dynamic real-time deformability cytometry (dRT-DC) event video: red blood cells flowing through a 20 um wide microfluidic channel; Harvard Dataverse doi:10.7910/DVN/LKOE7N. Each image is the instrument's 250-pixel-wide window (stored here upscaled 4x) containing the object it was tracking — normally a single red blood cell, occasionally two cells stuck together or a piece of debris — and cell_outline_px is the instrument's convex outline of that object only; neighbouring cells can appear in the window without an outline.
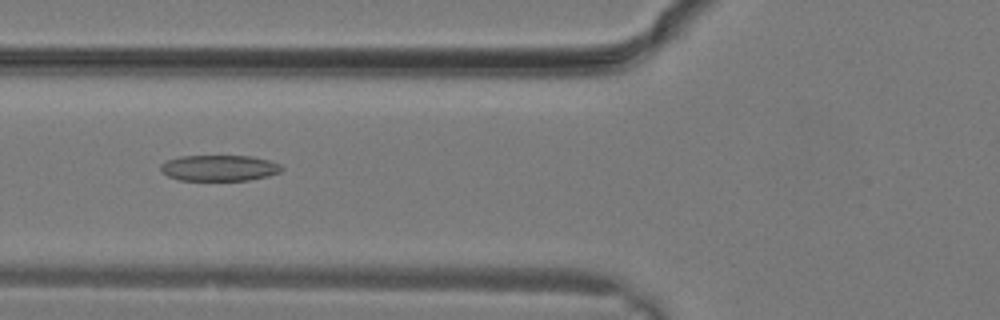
{"species": "common noctule bat (a hibernating species)", "species_latin": "Nyctalus noctula", "temperature_condition": "warm", "stored_images_in_passage": 30, "camera_frame_rate_fps": 3000, "um_per_image_px": 0.085, "animal": {"sex": "male", "body_mass_g": 19.2, "forearm_length_mm": 51.8}, "frame": {"image": 1, "passage_image": 12, "time_ms": 3.667, "image_size_px": [1000, 320], "cell_outline_px": [[284, 168], [280, 172], [268, 176], [248, 180], [180, 180], [168, 176], [160, 172], [160, 164], [168, 160], [180, 156], [252, 156], [268, 160], [280, 164]], "centroid_in_image_um": [18.63, 14.28], "position_along_channel_um": 107.2, "area_um2": 18.32}}
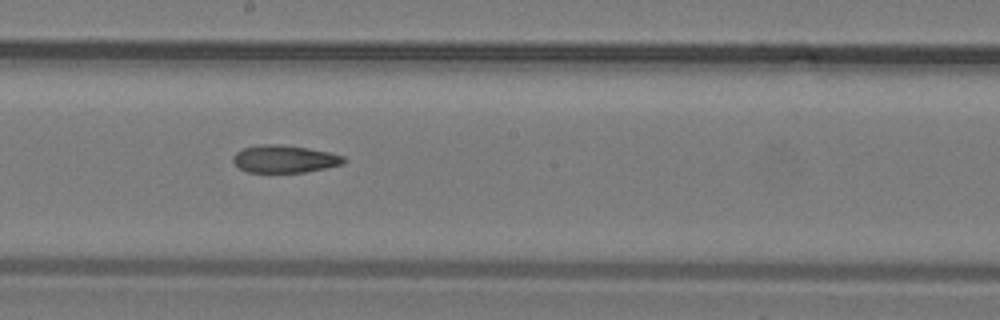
{"frame": {"image": 2, "passage_image": 17, "time_ms": 5.333, "image_size_px": [1000, 320], "cell_outline_px": [[344, 164], [304, 172], [248, 172], [240, 168], [232, 160], [232, 156], [236, 152], [244, 148], [260, 144], [280, 144], [308, 148], [328, 152], [344, 156]], "centroid_in_image_um": [24.16, 13.5], "position_along_channel_um": 224.0, "area_um2": 17.63}}
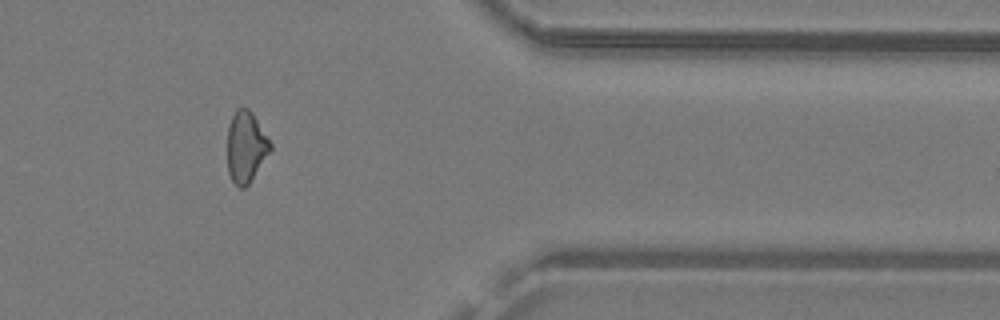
{"frame": {"image": 3, "passage_image": 25, "time_ms": 8.0, "image_size_px": [1000, 320], "cell_outline_px": [[272, 148], [248, 184], [244, 188], [240, 188], [232, 180], [228, 172], [228, 128], [232, 116], [236, 108], [248, 108], [252, 112], [272, 144]], "centroid_in_image_um": [20.9, 12.47], "position_along_channel_um": 390.5, "area_um2": 17.51}}